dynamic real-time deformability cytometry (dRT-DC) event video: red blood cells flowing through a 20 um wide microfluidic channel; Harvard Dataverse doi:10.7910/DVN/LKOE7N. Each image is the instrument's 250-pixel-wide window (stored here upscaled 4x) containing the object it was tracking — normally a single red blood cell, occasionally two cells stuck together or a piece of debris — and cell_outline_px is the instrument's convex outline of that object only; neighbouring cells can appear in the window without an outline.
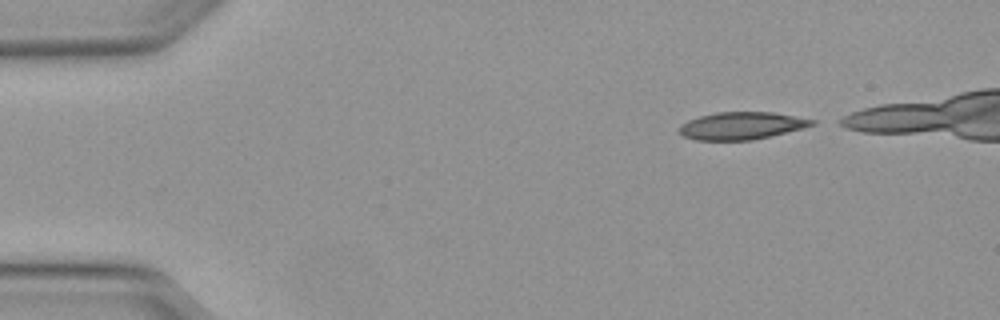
{"species": "Egyptian fruit bat (a non-hibernating species)", "species_latin": "Rousettus aegyptiacus", "temperature_condition": "warm", "stored_images_in_passage": 38, "camera_frame_rate_fps": 3000, "um_per_image_px": 0.085, "animal": {"sex": "female"}, "frame": {"image": 1, "passage_image": 1, "time_ms": 0.0, "image_size_px": [1000, 320], "cell_outline_px": [[816, 124], [804, 128], [752, 140], [696, 140], [684, 136], [676, 128], [680, 124], [688, 120], [700, 116], [716, 112], [772, 112], [816, 120]], "centroid_in_image_um": [63.01, 10.68], "position_along_channel_um": 22.0, "area_um2": 21.21}}
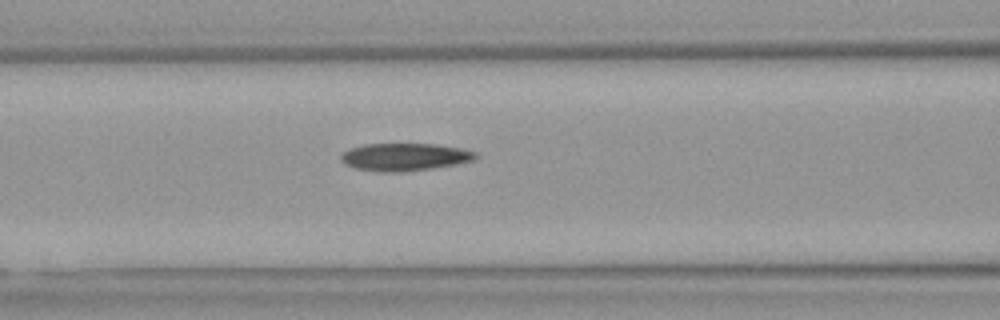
{"frame": {"image": 2, "passage_image": 15, "time_ms": 4.667, "image_size_px": [1000, 320], "cell_outline_px": [[476, 156], [472, 160], [456, 164], [432, 168], [404, 172], [380, 172], [352, 168], [344, 164], [340, 160], [340, 156], [344, 152], [352, 148], [364, 144], [436, 144], [460, 148], [476, 152]], "centroid_in_image_um": [34.34, 13.35], "position_along_channel_um": 132.3, "area_um2": 21.62}}
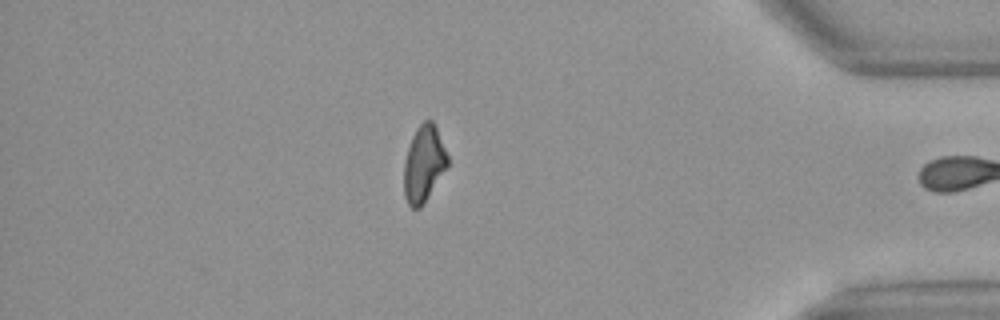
{"frame": {"image": 3, "passage_image": 37, "time_ms": 12.0, "image_size_px": [1000, 320], "cell_outline_px": [[448, 168], [424, 204], [420, 208], [412, 208], [408, 204], [404, 196], [404, 160], [412, 136], [416, 128], [424, 120], [432, 120], [436, 124], [448, 156]], "centroid_in_image_um": [36.04, 13.93], "position_along_channel_um": 399.2, "area_um2": 19.83}}